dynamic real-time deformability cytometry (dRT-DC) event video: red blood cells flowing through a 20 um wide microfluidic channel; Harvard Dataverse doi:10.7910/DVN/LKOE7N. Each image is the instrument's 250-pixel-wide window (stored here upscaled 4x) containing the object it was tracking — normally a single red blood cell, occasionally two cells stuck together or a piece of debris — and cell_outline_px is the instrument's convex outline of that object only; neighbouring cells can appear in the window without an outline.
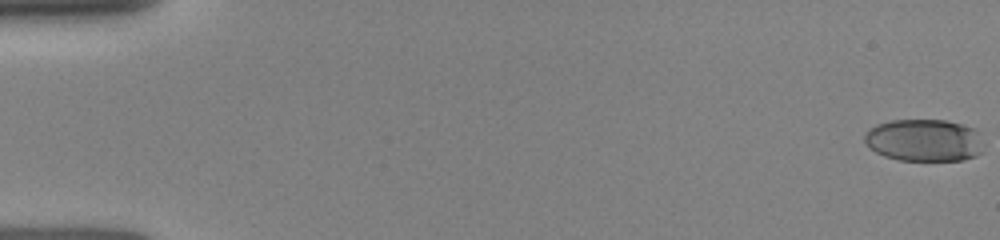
{"species": "human", "species_latin": "Homo sapiens", "temperature_condition": "room temperature", "stored_images_in_passage": 16, "camera_frame_rate_fps": 3000, "um_per_image_px": 0.085, "donor": {"sex": "female"}, "frame": {"image": 1, "passage_image": 1, "time_ms": 0.0, "image_size_px": [1000, 240], "cell_outline_px": [[984, 152], [976, 156], [964, 160], [900, 160], [884, 156], [876, 152], [864, 140], [864, 136], [876, 124], [892, 120], [944, 120], [976, 128], [984, 144]], "centroid_in_image_um": [78.62, 11.93], "position_along_channel_um": 6.4, "area_um2": 29.42}}
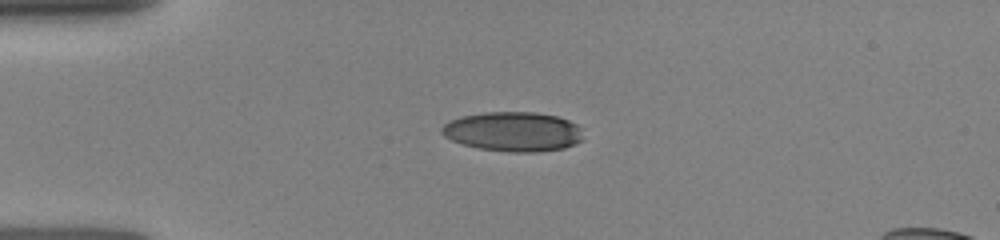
{"frame": {"image": 2, "passage_image": 10, "time_ms": 4.0, "image_size_px": [1000, 240], "cell_outline_px": [[584, 140], [576, 144], [564, 148], [540, 152], [508, 152], [476, 148], [452, 140], [444, 136], [440, 132], [440, 128], [448, 120], [460, 116], [484, 112], [536, 112], [556, 116], [568, 120], [576, 124], [580, 128]], "centroid_in_image_um": [43.61, 11.19], "position_along_channel_um": 41.4, "area_um2": 33.0}}
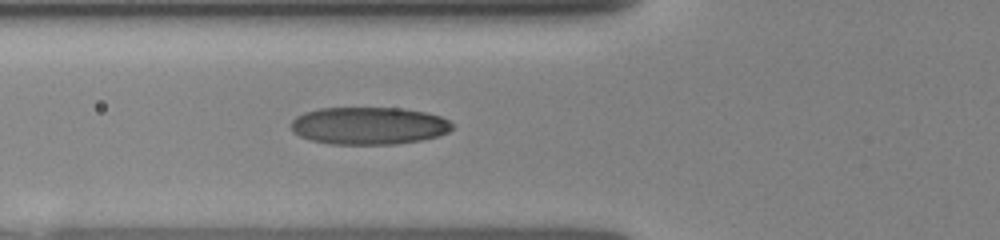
{"frame": {"image": 3, "passage_image": 16, "time_ms": 6.0, "image_size_px": [1000, 240], "cell_outline_px": [[452, 128], [448, 132], [436, 136], [420, 140], [396, 144], [332, 144], [312, 140], [300, 136], [292, 132], [292, 120], [296, 116], [304, 112], [320, 108], [404, 108], [424, 112], [440, 116], [448, 120], [452, 124]], "centroid_in_image_um": [31.33, 10.68], "position_along_channel_um": 94.5, "area_um2": 35.08}}